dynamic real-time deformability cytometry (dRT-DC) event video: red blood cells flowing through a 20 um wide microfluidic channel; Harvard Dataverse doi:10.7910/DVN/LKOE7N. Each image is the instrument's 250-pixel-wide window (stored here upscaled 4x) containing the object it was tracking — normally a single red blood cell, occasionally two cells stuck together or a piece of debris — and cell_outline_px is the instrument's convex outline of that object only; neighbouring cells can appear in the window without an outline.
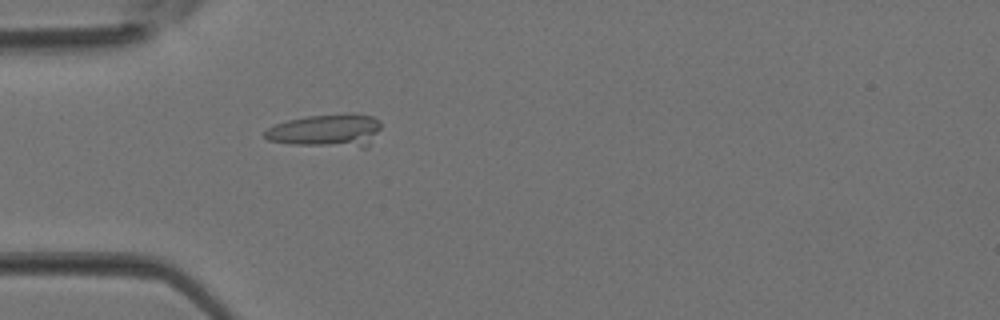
{"species": "Egyptian fruit bat (a non-hibernating species)", "species_latin": "Rousettus aegyptiacus", "temperature_condition": "room temperature", "stored_images_in_passage": 3, "camera_frame_rate_fps": 3000, "um_per_image_px": 0.085, "animal": {"sex": "female"}, "frame": {"image": 1, "passage_image": 3, "time_ms": 0.667, "image_size_px": [1000, 320], "cell_outline_px": [[380, 128], [368, 148], [360, 148], [292, 144], [268, 140], [264, 136], [264, 132], [268, 128], [276, 124], [288, 120], [308, 116], [352, 112], [372, 116], [380, 120]], "centroid_in_image_um": [27.81, 11.1], "position_along_channel_um": 57.2, "area_um2": 22.66}}